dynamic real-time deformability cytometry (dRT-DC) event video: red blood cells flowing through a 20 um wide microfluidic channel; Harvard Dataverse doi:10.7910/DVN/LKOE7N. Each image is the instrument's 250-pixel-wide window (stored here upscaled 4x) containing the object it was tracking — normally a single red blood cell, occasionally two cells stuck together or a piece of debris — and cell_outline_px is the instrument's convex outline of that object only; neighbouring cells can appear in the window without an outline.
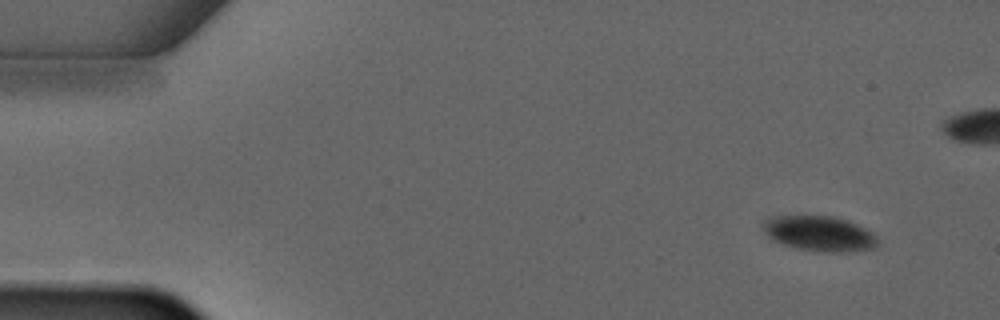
{"species": "common noctule bat (a hibernating species)", "species_latin": "Nyctalus noctula", "temperature_condition": "warm", "stored_images_in_passage": 5, "camera_frame_rate_fps": 3000, "um_per_image_px": 0.085, "animal": {"sex": "male", "forearm_length_mm": 52.5}, "frame": {"image": 1, "passage_image": 1, "time_ms": 0.0, "image_size_px": [1000, 320], "cell_outline_px": [[880, 244], [876, 248], [844, 252], [828, 252], [796, 248], [772, 240], [764, 232], [760, 224], [760, 220], [768, 216], [836, 216], [848, 220], [872, 232], [876, 236]], "centroid_in_image_um": [69.62, 19.84], "position_along_channel_um": 15.4, "area_um2": 23.87}}
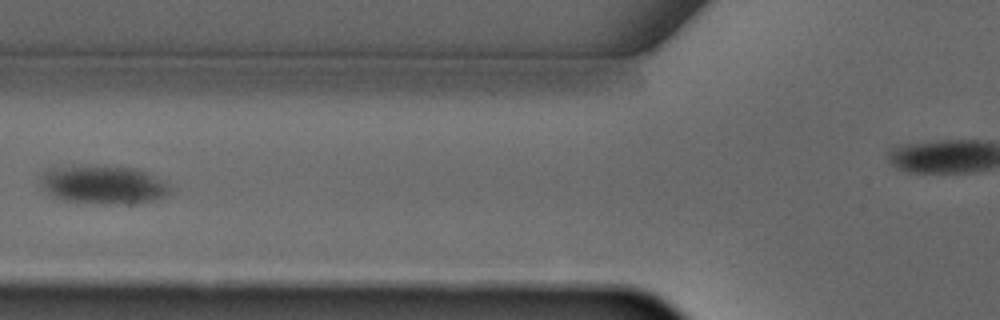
{"frame": {"image": 2, "passage_image": 5, "time_ms": 4.667, "image_size_px": [1000, 320], "cell_outline_px": [[168, 192], [164, 196], [152, 200], [132, 204], [128, 204], [68, 200], [56, 196], [48, 192], [44, 188], [40, 176], [44, 172], [60, 168], [132, 168], [144, 172], [164, 184], [168, 188]], "centroid_in_image_um": [8.78, 15.74], "position_along_channel_um": 117.0, "area_um2": 26.65}}